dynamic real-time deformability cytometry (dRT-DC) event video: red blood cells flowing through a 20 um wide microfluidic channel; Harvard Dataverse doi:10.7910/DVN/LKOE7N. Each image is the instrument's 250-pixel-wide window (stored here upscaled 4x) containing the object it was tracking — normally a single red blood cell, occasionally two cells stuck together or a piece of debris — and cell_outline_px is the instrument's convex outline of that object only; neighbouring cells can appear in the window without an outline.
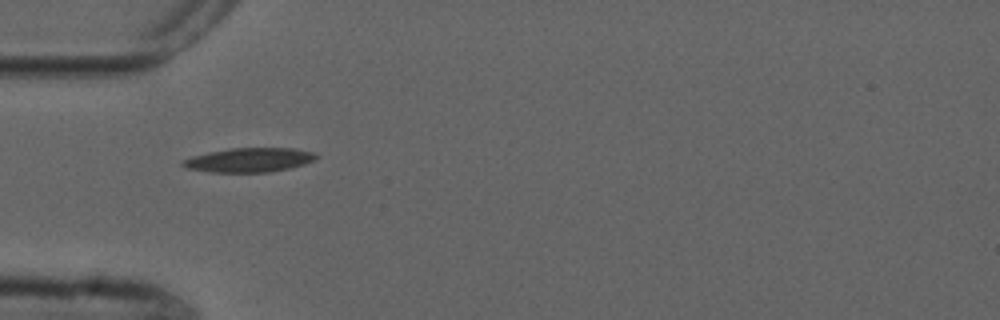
{"species": "common noctule bat (a hibernating species)", "species_latin": "Nyctalus noctula", "temperature_condition": "cold", "stored_images_in_passage": 39, "camera_frame_rate_fps": 3000, "um_per_image_px": 0.085, "animal": {"sex": "male", "forearm_length_mm": 52.5}, "frame": {"image": 1, "passage_image": 1, "time_ms": 0.0, "image_size_px": [1000, 320], "cell_outline_px": [[320, 156], [316, 160], [304, 164], [288, 168], [268, 172], [212, 172], [188, 168], [180, 164], [184, 160], [192, 156], [208, 152], [232, 148], [292, 148], [312, 152]], "centroid_in_image_um": [21.21, 13.59], "position_along_channel_um": 63.8, "area_um2": 18.67}}
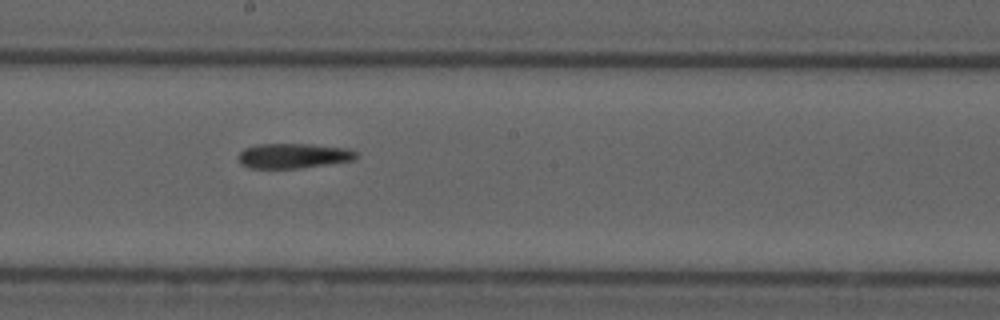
{"frame": {"image": 2, "passage_image": 14, "time_ms": 4.333, "image_size_px": [1000, 320], "cell_outline_px": [[360, 156], [356, 160], [300, 168], [248, 168], [240, 164], [240, 152], [244, 148], [256, 144], [308, 144], [352, 148]], "centroid_in_image_um": [25.0, 13.24], "position_along_channel_um": 223.2, "area_um2": 17.34}}
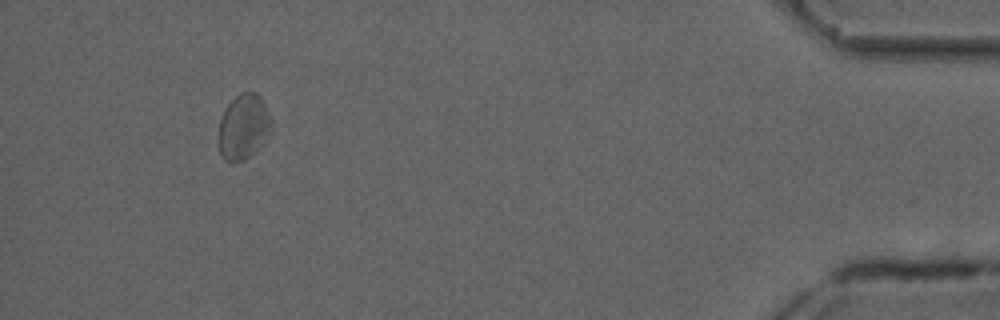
{"frame": {"image": 3, "passage_image": 35, "time_ms": 11.333, "image_size_px": [1000, 320], "cell_outline_px": [[272, 124], [268, 132], [256, 148], [244, 160], [232, 164], [224, 160], [220, 156], [216, 136], [220, 120], [228, 104], [240, 92], [256, 92], [260, 96], [272, 120]], "centroid_in_image_um": [20.62, 10.79], "position_along_channel_um": 414.6, "area_um2": 20.0}}